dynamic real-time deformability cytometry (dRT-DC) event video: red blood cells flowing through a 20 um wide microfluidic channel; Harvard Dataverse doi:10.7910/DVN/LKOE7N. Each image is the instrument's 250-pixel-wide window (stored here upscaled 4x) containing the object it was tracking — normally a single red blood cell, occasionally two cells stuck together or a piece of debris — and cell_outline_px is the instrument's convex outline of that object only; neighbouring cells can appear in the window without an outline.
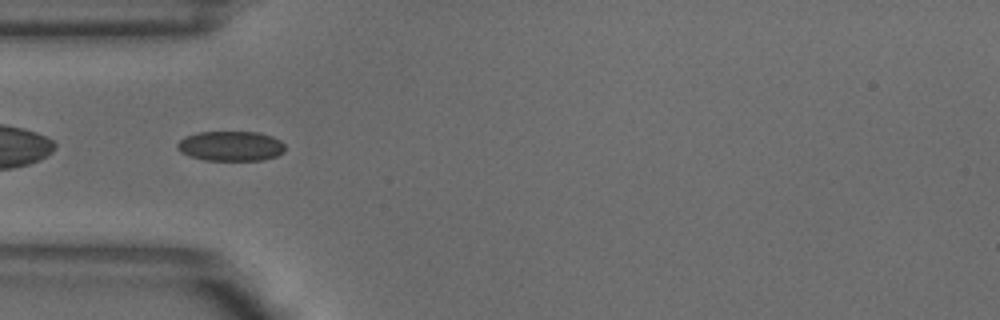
{"species": "common noctule bat (a hibernating species)", "species_latin": "Nyctalus noctula", "temperature_condition": "warm", "stored_images_in_passage": 6, "camera_frame_rate_fps": 3000, "um_per_image_px": 0.085, "animal": {"sex": "male", "body_mass_g": 18.8}, "frame": {"image": 1, "passage_image": 4, "time_ms": 1.0, "image_size_px": [1000, 320], "cell_outline_px": [[284, 152], [276, 156], [264, 160], [204, 160], [188, 156], [180, 152], [176, 148], [176, 144], [184, 136], [196, 132], [260, 132], [272, 136], [280, 140], [284, 144]], "centroid_in_image_um": [19.58, 12.41], "position_along_channel_um": 65.4, "area_um2": 19.02}}
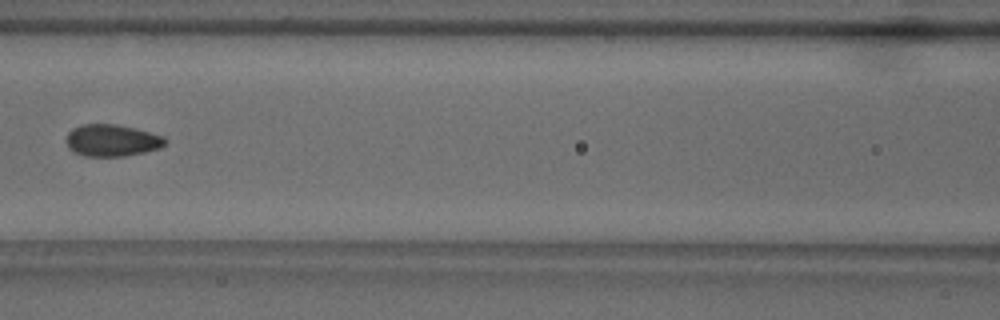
{"frame": {"image": 2, "passage_image": 6, "time_ms": 1.667, "image_size_px": [1000, 320], "cell_outline_px": [[168, 140], [160, 148], [144, 152], [124, 156], [84, 156], [72, 152], [68, 148], [64, 140], [68, 132], [72, 128], [84, 124], [116, 124], [136, 128], [164, 136]], "centroid_in_image_um": [9.48, 11.93], "position_along_channel_um": 157.1, "area_um2": 18.67}}